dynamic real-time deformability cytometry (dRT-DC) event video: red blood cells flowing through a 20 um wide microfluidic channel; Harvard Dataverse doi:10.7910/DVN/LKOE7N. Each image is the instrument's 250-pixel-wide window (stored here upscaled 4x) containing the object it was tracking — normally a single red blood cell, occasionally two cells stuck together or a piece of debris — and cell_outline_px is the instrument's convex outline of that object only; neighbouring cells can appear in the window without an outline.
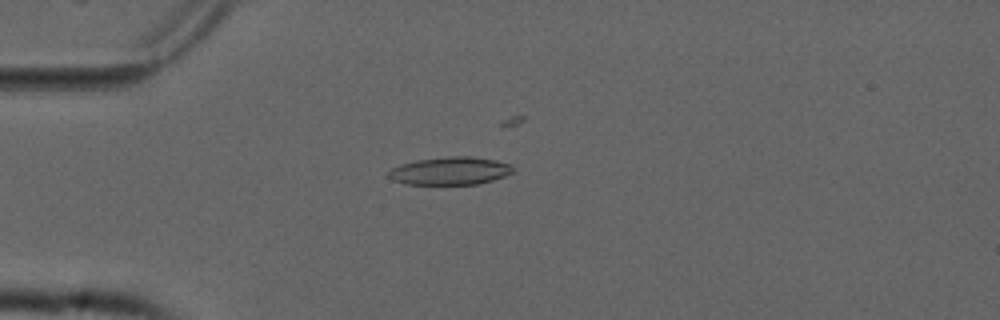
{"species": "common noctule bat (a hibernating species)", "species_latin": "Nyctalus noctula", "temperature_condition": "cold", "stored_images_in_passage": 8, "camera_frame_rate_fps": 3000, "um_per_image_px": 0.085, "animal": {"sex": "male", "forearm_length_mm": 52.5}, "frame": {"image": 1, "passage_image": 2, "time_ms": 0.333, "image_size_px": [1000, 320], "cell_outline_px": [[516, 172], [492, 180], [476, 184], [404, 184], [392, 180], [388, 176], [388, 172], [392, 168], [400, 164], [416, 160], [448, 156], [472, 156], [496, 160], [512, 164], [516, 168]], "centroid_in_image_um": [38.3, 14.51], "position_along_channel_um": 46.7, "area_um2": 20.46}}
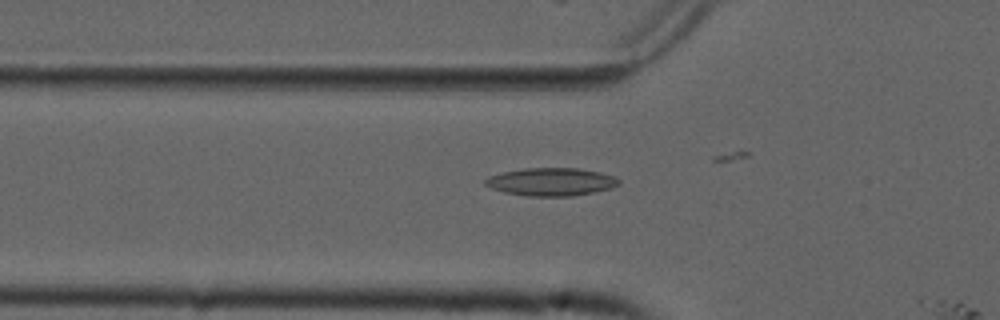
{"frame": {"image": 2, "passage_image": 6, "time_ms": 1.667, "image_size_px": [1000, 320], "cell_outline_px": [[620, 184], [612, 188], [572, 196], [528, 196], [504, 192], [492, 188], [484, 184], [484, 180], [488, 176], [504, 172], [524, 168], [580, 168], [600, 172], [616, 176], [620, 180]], "centroid_in_image_um": [46.87, 15.45], "position_along_channel_um": 78.9, "area_um2": 21.79}}